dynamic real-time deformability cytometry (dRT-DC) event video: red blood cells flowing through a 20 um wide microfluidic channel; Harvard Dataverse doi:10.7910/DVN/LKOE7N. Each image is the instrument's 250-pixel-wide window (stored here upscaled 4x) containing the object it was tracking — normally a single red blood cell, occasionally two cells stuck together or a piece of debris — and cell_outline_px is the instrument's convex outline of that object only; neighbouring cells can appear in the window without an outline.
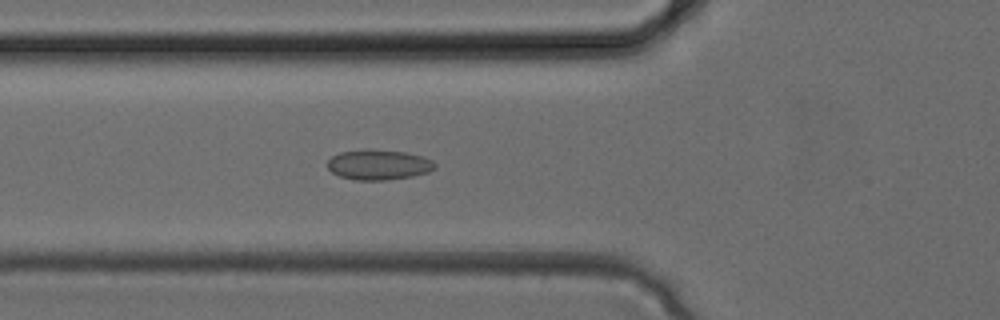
{"species": "common noctule bat (a hibernating species)", "species_latin": "Nyctalus noctula", "temperature_condition": "cold", "stored_images_in_passage": 34, "camera_frame_rate_fps": 3000, "um_per_image_px": 0.085, "animal": {"sex": "female", "body_mass_g": 24.6, "forearm_length_mm": 56.2}, "frame": {"image": 1, "passage_image": 12, "time_ms": 3.667, "image_size_px": [1000, 320], "cell_outline_px": [[436, 168], [428, 172], [412, 176], [388, 180], [356, 180], [340, 176], [332, 172], [328, 168], [328, 160], [332, 156], [340, 152], [364, 148], [372, 148], [404, 152], [424, 156], [432, 160], [436, 164]], "centroid_in_image_um": [32.19, 13.98], "position_along_channel_um": 93.6, "area_um2": 19.19}}
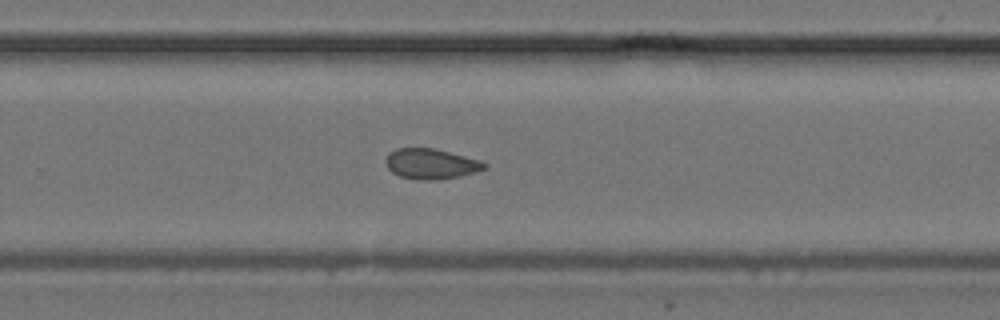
{"frame": {"image": 2, "passage_image": 22, "time_ms": 7.0, "image_size_px": [1000, 320], "cell_outline_px": [[488, 168], [476, 172], [460, 176], [440, 180], [416, 180], [400, 176], [392, 172], [388, 168], [384, 160], [388, 152], [396, 148], [432, 148], [480, 160], [488, 164]], "centroid_in_image_um": [36.62, 13.94], "position_along_channel_um": 293.2, "area_um2": 17.63}}
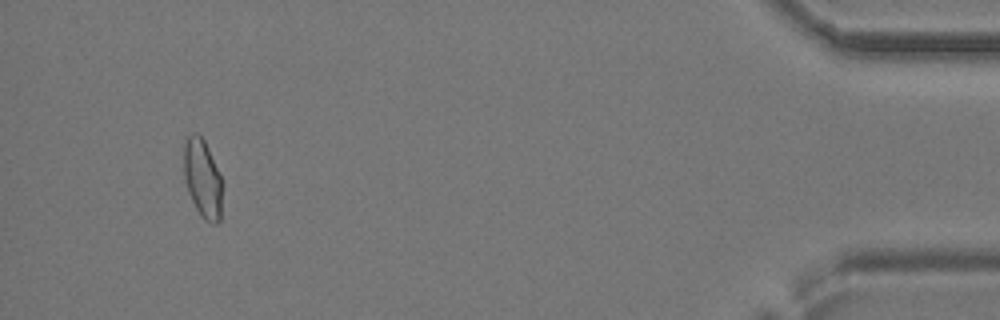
{"frame": {"image": 3, "passage_image": 32, "time_ms": 10.333, "image_size_px": [1000, 320], "cell_outline_px": [[220, 220], [216, 224], [212, 224], [204, 220], [200, 216], [188, 192], [184, 176], [184, 144], [188, 136], [192, 132], [196, 132], [204, 140], [208, 148], [220, 176]], "centroid_in_image_um": [17.18, 15.17], "position_along_channel_um": 418.0, "area_um2": 17.22}}